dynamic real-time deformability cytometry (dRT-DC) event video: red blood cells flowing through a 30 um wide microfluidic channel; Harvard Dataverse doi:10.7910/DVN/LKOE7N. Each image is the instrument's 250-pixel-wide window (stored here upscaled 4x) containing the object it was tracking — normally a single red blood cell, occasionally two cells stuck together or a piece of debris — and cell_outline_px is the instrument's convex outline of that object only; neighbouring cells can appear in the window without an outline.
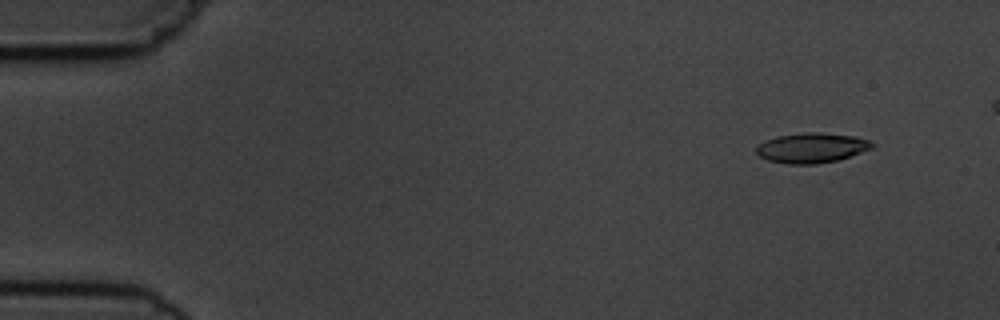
{"species": "common noctule bat (a hibernating species)", "species_latin": "Nyctalus noctula", "temperature_condition": "cold", "stored_images_in_passage": 5, "camera_frame_rate_fps": 3000, "um_per_image_px": 0.085, "animal": {"sex": "male", "body_mass_g": 19.5, "forearm_length_mm": 54.6}, "frame": {"image": 1, "passage_image": 1, "time_ms": 0.0, "image_size_px": [1000, 320], "cell_outline_px": [[876, 144], [872, 148], [836, 160], [816, 164], [788, 164], [768, 160], [760, 156], [756, 152], [756, 148], [764, 140], [776, 136], [808, 132], [816, 132], [856, 136], [868, 140]], "centroid_in_image_um": [68.98, 12.56], "position_along_channel_um": 16.0, "area_um2": 20.06}}